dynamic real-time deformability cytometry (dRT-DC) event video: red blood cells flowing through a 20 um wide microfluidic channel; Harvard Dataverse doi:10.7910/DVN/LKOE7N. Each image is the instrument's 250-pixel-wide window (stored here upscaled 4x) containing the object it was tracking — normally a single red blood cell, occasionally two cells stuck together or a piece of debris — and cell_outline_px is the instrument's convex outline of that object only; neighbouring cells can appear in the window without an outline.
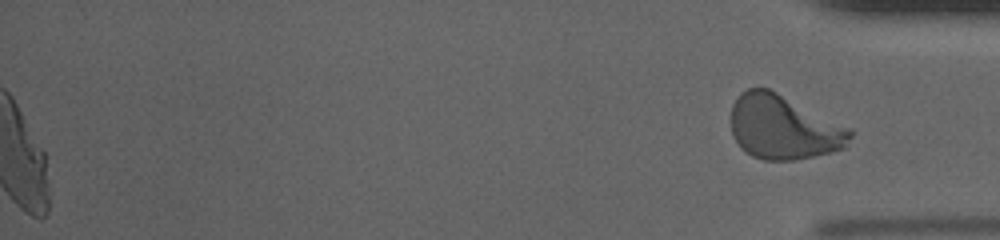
{"species": "human", "species_latin": "Homo sapiens", "temperature_condition": "cold", "stored_images_in_passage": 55, "segment_of_instrument_passage": [2, 2], "camera_frame_rate_fps": 3000, "um_per_image_px": 0.085, "donor": {"sex": "male"}, "frame": {"image": 1, "passage_image": 55, "time_ms": 18.0, "image_size_px": [1000, 240], "cell_outline_px": [[852, 136], [844, 148], [832, 152], [796, 160], [764, 160], [752, 156], [740, 148], [732, 136], [732, 104], [740, 92], [748, 88], [768, 88], [852, 128]], "centroid_in_image_um": [66.6, 10.83], "position_along_channel_um": 368.6, "area_um2": 44.74}}